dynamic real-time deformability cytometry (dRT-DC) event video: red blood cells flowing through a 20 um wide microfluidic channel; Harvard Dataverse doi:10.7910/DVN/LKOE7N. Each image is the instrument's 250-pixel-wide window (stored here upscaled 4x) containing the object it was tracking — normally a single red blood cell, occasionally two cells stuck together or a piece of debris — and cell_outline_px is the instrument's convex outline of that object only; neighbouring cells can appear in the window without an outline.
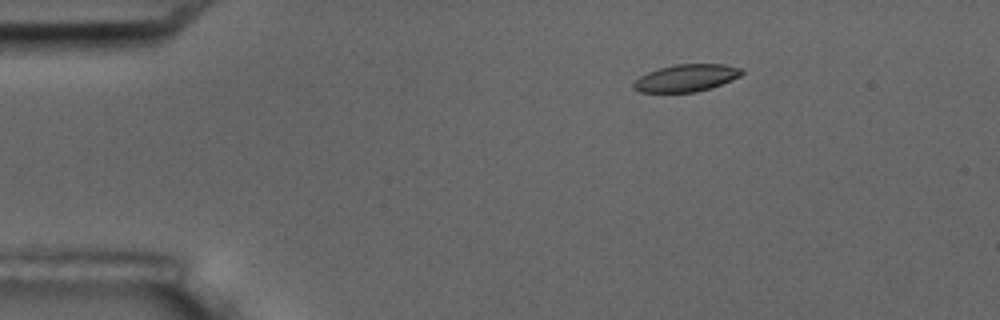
{"species": "common noctule bat (a hibernating species)", "species_latin": "Nyctalus noctula", "temperature_condition": "room temperature", "stored_images_in_passage": 6, "segment_of_instrument_passage": [1, 2], "camera_frame_rate_fps": 3000, "um_per_image_px": 0.085, "animal": {"sex": "male", "body_mass_g": 17.5, "forearm_length_mm": 52.3}, "frame": {"image": 1, "passage_image": 3, "time_ms": 2.667, "image_size_px": [1000, 320], "cell_outline_px": [[744, 72], [740, 76], [732, 80], [712, 88], [696, 92], [640, 92], [632, 88], [632, 84], [640, 76], [648, 72], [660, 68], [676, 64], [724, 64], [744, 68]], "centroid_in_image_um": [58.36, 6.63], "position_along_channel_um": 26.6, "area_um2": 17.28}}